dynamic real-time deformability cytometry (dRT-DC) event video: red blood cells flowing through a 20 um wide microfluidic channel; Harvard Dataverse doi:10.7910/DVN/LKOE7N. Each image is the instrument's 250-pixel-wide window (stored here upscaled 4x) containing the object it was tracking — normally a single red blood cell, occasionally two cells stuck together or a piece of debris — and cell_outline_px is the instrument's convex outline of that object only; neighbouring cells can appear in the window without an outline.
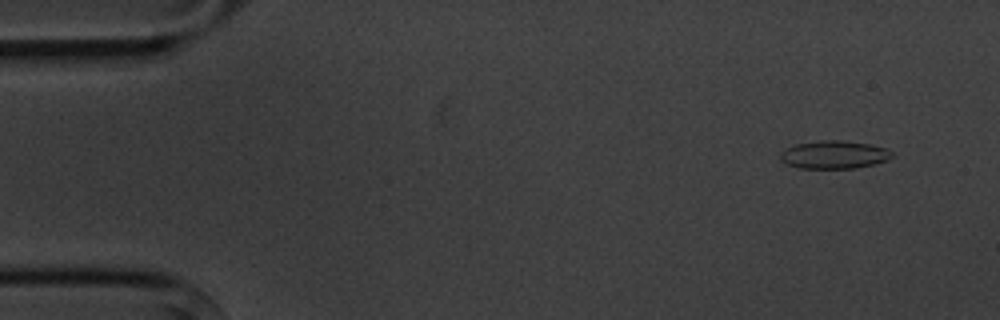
{"species": "common noctule bat (a hibernating species)", "species_latin": "Nyctalus noctula", "temperature_condition": "cold", "stored_images_in_passage": 15, "segment_of_instrument_passage": [1, 2], "camera_frame_rate_fps": 3000, "um_per_image_px": 0.085, "animal": {"sex": "male", "body_mass_g": 20.1, "forearm_length_mm": 53.5}, "frame": {"image": 1, "passage_image": 1, "time_ms": 0.0, "image_size_px": [1000, 320], "cell_outline_px": [[892, 156], [888, 160], [876, 164], [856, 168], [800, 168], [788, 164], [780, 160], [780, 152], [784, 148], [796, 144], [820, 140], [844, 140], [872, 144], [884, 148], [892, 152]], "centroid_in_image_um": [70.89, 13.14], "position_along_channel_um": 14.1, "area_um2": 18.38}}
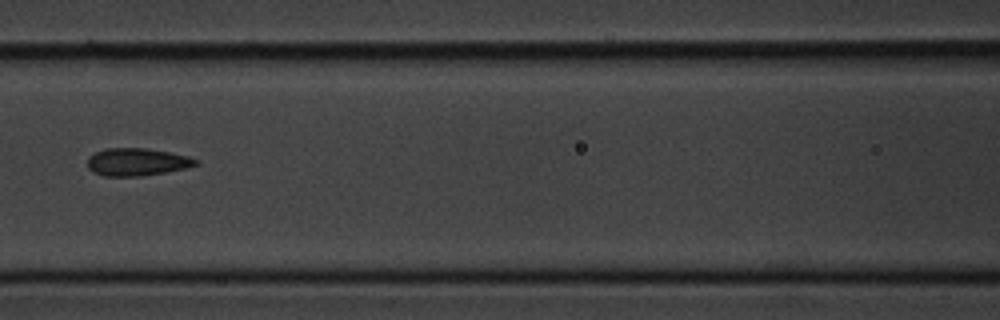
{"frame": {"image": 2, "passage_image": 6, "time_ms": 6.667, "image_size_px": [1000, 320], "cell_outline_px": [[200, 164], [184, 168], [164, 172], [140, 176], [104, 176], [88, 168], [88, 156], [104, 148], [144, 148], [168, 152], [188, 156], [196, 160]], "centroid_in_image_um": [11.62, 13.76], "position_along_channel_um": 155.0, "area_um2": 17.17}}
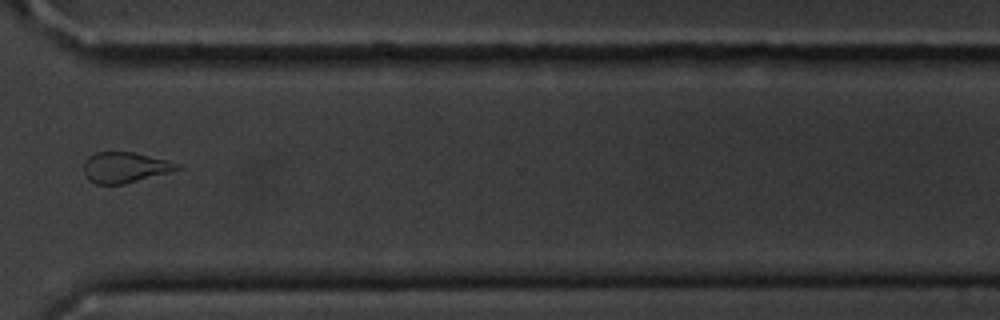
{"frame": {"image": 3, "passage_image": 11, "time_ms": 12.333, "image_size_px": [1000, 320], "cell_outline_px": [[184, 168], [172, 172], [124, 184], [96, 184], [88, 180], [84, 172], [84, 160], [88, 156], [96, 152], [132, 152], [164, 160], [176, 164]], "centroid_in_image_um": [10.59, 14.24], "position_along_channel_um": 360.0, "area_um2": 16.59}}